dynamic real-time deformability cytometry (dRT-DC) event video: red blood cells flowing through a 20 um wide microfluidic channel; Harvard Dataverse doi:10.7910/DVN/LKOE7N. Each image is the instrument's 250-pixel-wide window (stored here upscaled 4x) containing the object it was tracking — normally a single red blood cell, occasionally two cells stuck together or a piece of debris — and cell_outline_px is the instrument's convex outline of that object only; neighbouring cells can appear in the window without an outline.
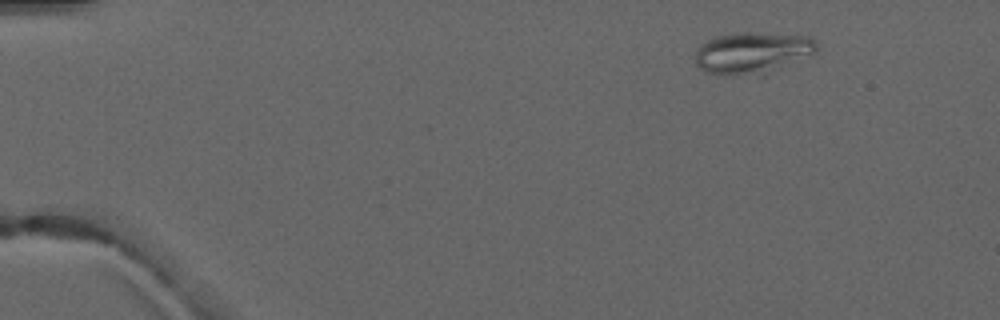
{"species": "common noctule bat (a hibernating species)", "species_latin": "Nyctalus noctula", "temperature_condition": "warm", "stored_images_in_passage": 7, "camera_frame_rate_fps": 3000, "um_per_image_px": 0.085, "animal": {"sex": "male", "forearm_length_mm": 52.5}, "frame": {"image": 1, "passage_image": 2, "time_ms": 1.333, "image_size_px": [1000, 320], "cell_outline_px": [[820, 44], [816, 52], [764, 76], [760, 76], [708, 72], [700, 68], [696, 64], [696, 48], [700, 44], [716, 36], [744, 32], [748, 32], [808, 36], [816, 40]], "centroid_in_image_um": [64.0, 4.49], "position_along_channel_um": 21.0, "area_um2": 29.48}}